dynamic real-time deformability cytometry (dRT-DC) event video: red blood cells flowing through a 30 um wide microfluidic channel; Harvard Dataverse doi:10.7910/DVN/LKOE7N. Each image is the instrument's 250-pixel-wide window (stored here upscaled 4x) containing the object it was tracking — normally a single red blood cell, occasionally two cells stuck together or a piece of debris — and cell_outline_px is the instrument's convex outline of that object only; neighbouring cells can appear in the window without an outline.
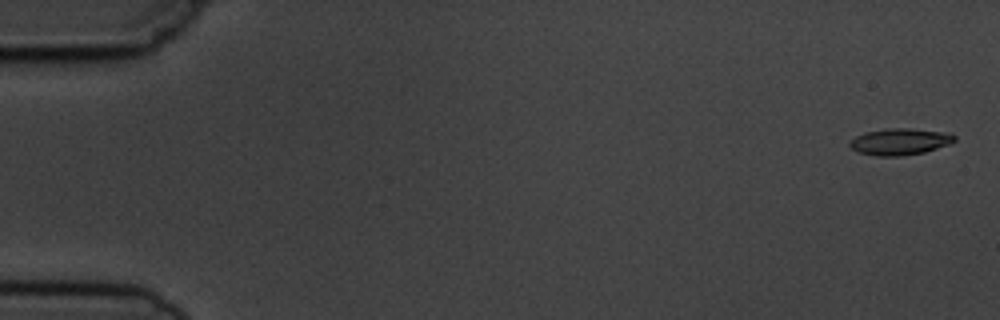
{"species": "common noctule bat (a hibernating species)", "species_latin": "Nyctalus noctula", "temperature_condition": "cold", "stored_images_in_passage": 7, "camera_frame_rate_fps": 3000, "um_per_image_px": 0.085, "animal": {"sex": "male", "body_mass_g": 19.5, "forearm_length_mm": 54.6}, "frame": {"image": 1, "passage_image": 1, "time_ms": 0.0, "image_size_px": [1000, 320], "cell_outline_px": [[956, 140], [952, 144], [924, 152], [900, 156], [876, 156], [860, 152], [852, 148], [848, 144], [856, 136], [868, 132], [884, 128], [908, 128], [940, 132], [956, 136]], "centroid_in_image_um": [76.51, 12.04], "position_along_channel_um": 8.5, "area_um2": 16.01}}
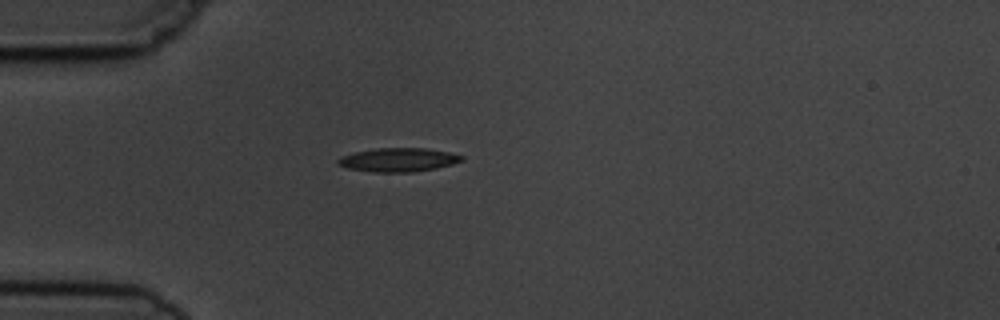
{"frame": {"image": 2, "passage_image": 5, "time_ms": 4.667, "image_size_px": [1000, 320], "cell_outline_px": [[464, 160], [452, 164], [436, 168], [412, 172], [372, 172], [348, 168], [336, 164], [336, 160], [340, 156], [356, 152], [376, 148], [424, 148], [448, 152], [464, 156]], "centroid_in_image_um": [33.83, 13.58], "position_along_channel_um": 51.2, "area_um2": 17.11}}
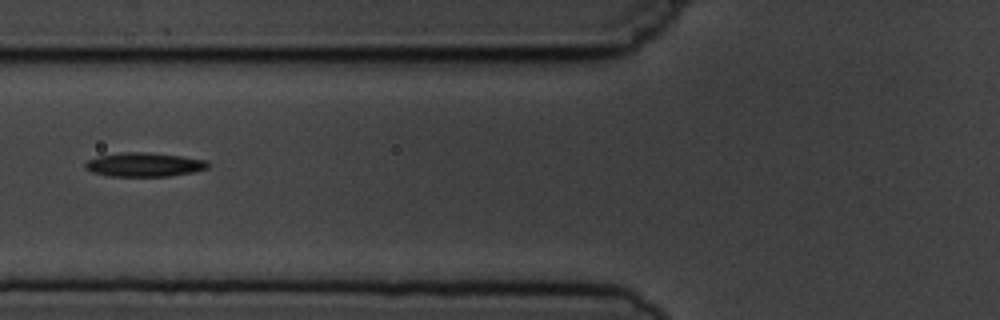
{"frame": {"image": 3, "passage_image": 7, "time_ms": 6.667, "image_size_px": [1000, 320], "cell_outline_px": [[208, 168], [192, 172], [168, 176], [108, 176], [92, 172], [84, 168], [84, 164], [88, 160], [100, 156], [124, 152], [144, 152], [180, 156], [208, 160]], "centroid_in_image_um": [12.24, 14.0], "position_along_channel_um": 113.6, "area_um2": 16.99}}